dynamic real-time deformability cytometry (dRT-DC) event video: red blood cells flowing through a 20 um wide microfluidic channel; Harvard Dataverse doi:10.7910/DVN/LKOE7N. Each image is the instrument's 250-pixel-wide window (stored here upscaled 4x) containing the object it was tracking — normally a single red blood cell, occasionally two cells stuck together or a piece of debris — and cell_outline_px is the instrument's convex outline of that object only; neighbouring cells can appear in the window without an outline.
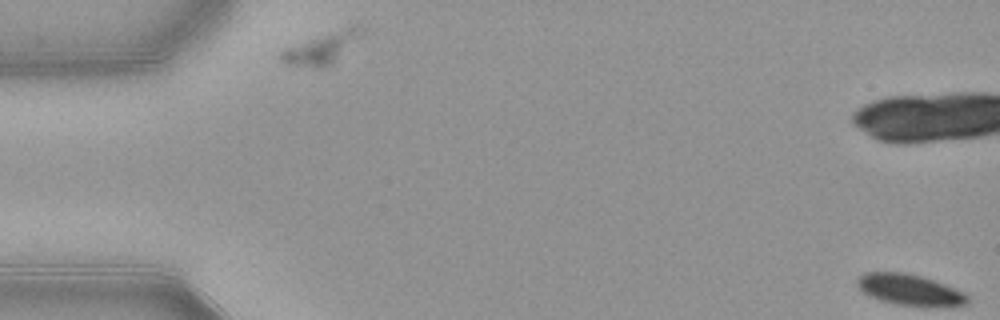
{"species": "common noctule bat (a hibernating species)", "species_latin": "Nyctalus noctula", "temperature_condition": "warm", "stored_images_in_passage": 2, "segment_of_instrument_passage": [1, 2], "camera_frame_rate_fps": 3000, "um_per_image_px": 0.085, "animal": {"sex": "female", "body_mass_g": 21.9}, "frame": {"image": 1, "passage_image": 1, "time_ms": 0.0, "image_size_px": [1000, 320], "cell_outline_px": [[364, 32], [328, 64], [320, 68], [316, 68], [284, 64], [280, 60], [280, 52], [284, 48], [320, 36], [348, 28], [364, 28]], "centroid_in_image_um": [27.18, 4.15], "position_along_channel_um": 57.8, "area_um2": 13.24}}